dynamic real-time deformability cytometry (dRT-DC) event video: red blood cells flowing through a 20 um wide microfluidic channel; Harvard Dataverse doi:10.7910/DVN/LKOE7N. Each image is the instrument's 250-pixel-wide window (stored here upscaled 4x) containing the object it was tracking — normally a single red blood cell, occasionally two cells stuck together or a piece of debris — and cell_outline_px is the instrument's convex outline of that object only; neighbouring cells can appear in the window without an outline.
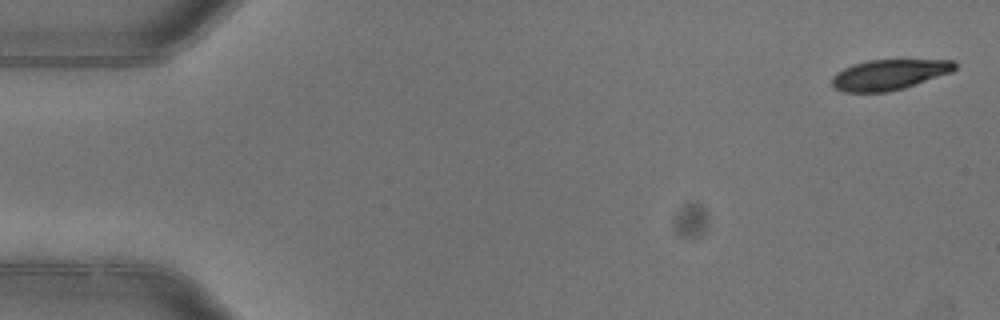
{"species": "common noctule bat (a hibernating species)", "species_latin": "Nyctalus noctula", "temperature_condition": "warm", "stored_images_in_passage": 4, "camera_frame_rate_fps": 3000, "um_per_image_px": 0.085, "animal": {"sex": "female"}, "frame": {"image": 1, "passage_image": 1, "time_ms": 0.0, "image_size_px": [1000, 320], "cell_outline_px": [[956, 68], [952, 72], [904, 88], [888, 92], [844, 92], [836, 88], [832, 84], [832, 76], [836, 72], [844, 68], [868, 60], [956, 60]], "centroid_in_image_um": [75.59, 6.35], "position_along_channel_um": 9.4, "area_um2": 21.68}}
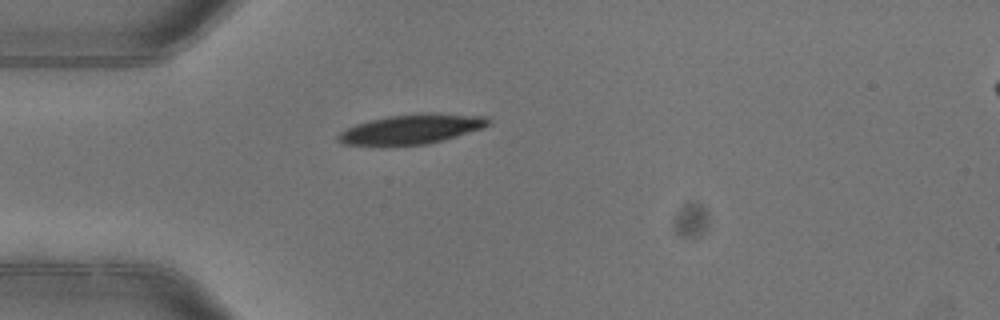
{"frame": {"image": 2, "passage_image": 4, "time_ms": 1.0, "image_size_px": [1000, 320], "cell_outline_px": [[492, 124], [484, 128], [428, 144], [340, 144], [336, 140], [336, 136], [340, 132], [356, 124], [388, 116], [424, 112], [432, 112], [488, 116]], "centroid_in_image_um": [35.06, 10.94], "position_along_channel_um": 49.9, "area_um2": 25.84}}